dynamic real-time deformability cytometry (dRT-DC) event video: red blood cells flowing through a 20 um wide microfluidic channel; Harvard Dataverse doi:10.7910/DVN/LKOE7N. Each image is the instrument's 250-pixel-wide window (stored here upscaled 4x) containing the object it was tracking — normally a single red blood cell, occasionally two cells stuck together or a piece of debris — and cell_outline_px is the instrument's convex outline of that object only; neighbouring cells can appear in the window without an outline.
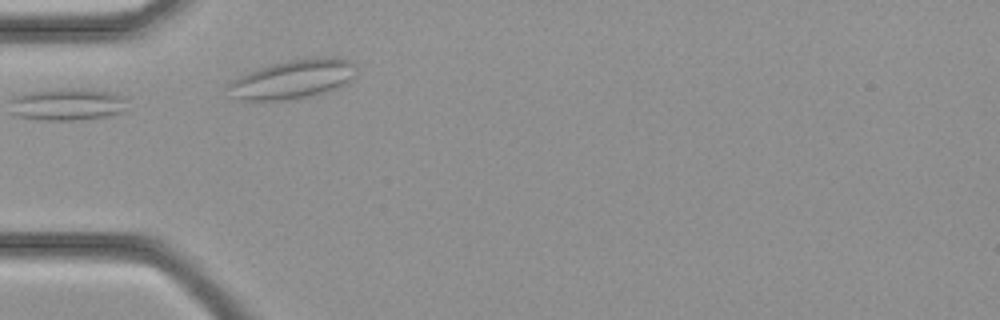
{"species": "common noctule bat (a hibernating species)", "species_latin": "Nyctalus noctula", "temperature_condition": "cold", "stored_images_in_passage": 12, "camera_frame_rate_fps": 3000, "um_per_image_px": 0.085, "animal": {"sex": "female", "body_mass_g": 21.9}, "frame": {"image": 1, "passage_image": 3, "time_ms": 0.667, "image_size_px": [1000, 320], "cell_outline_px": [[352, 76], [344, 84], [328, 92], [288, 100], [236, 100], [224, 88], [232, 80], [248, 72], [272, 64], [288, 60], [324, 56], [336, 56], [348, 60], [352, 64]], "centroid_in_image_um": [24.81, 6.74], "position_along_channel_um": 60.2, "area_um2": 28.9}}